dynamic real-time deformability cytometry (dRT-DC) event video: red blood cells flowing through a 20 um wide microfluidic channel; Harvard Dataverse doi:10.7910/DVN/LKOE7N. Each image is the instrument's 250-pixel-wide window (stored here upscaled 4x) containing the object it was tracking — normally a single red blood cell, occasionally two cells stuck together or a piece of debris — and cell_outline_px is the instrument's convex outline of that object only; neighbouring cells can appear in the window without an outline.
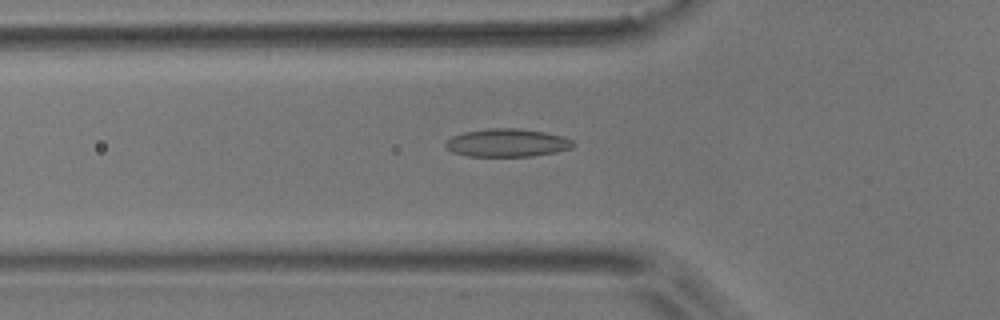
{"species": "common noctule bat (a hibernating species)", "species_latin": "Nyctalus noctula", "temperature_condition": "room temperature", "stored_images_in_passage": 52, "camera_frame_rate_fps": 3000, "um_per_image_px": 0.085, "animal": {"sex": "male", "body_mass_g": 17.9}, "frame": {"image": 1, "passage_image": 19, "time_ms": 6.0, "image_size_px": [1000, 320], "cell_outline_px": [[576, 144], [572, 148], [556, 152], [532, 156], [468, 156], [452, 152], [444, 144], [452, 136], [464, 132], [488, 128], [520, 128], [544, 132], [564, 136], [572, 140]], "centroid_in_image_um": [43.14, 12.13], "position_along_channel_um": 82.7, "area_um2": 20.92}}
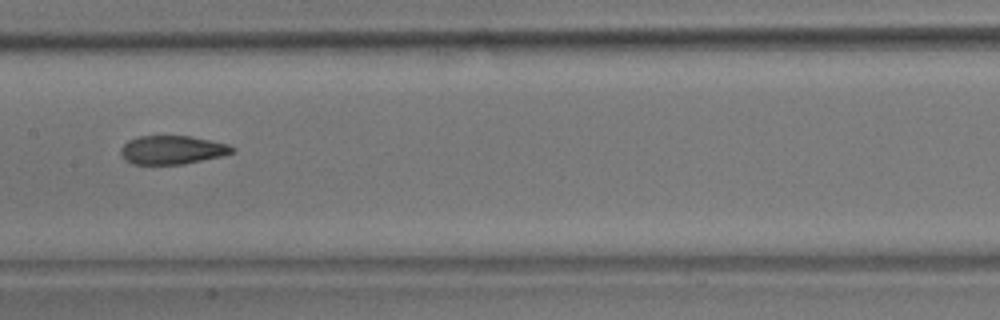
{"frame": {"image": 2, "passage_image": 28, "time_ms": 9.0, "image_size_px": [1000, 320], "cell_outline_px": [[236, 152], [220, 156], [184, 164], [132, 164], [124, 160], [120, 156], [120, 148], [128, 140], [136, 136], [192, 136], [228, 144], [236, 148]], "centroid_in_image_um": [14.61, 12.74], "position_along_channel_um": 192.8, "area_um2": 18.79}}
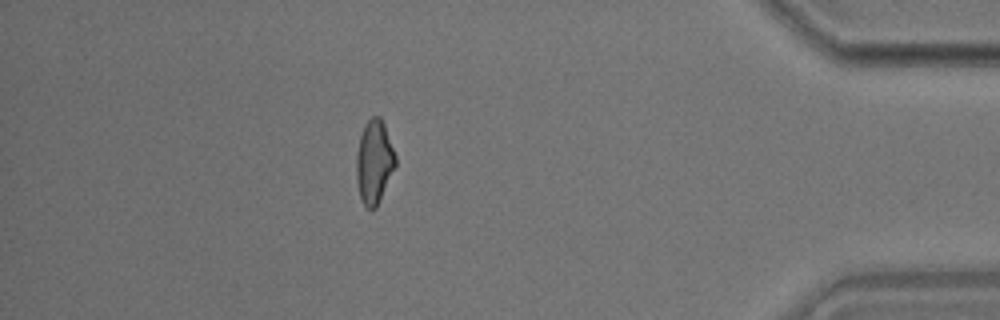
{"frame": {"image": 3, "passage_image": 49, "time_ms": 16.0, "image_size_px": [1000, 320], "cell_outline_px": [[396, 164], [380, 200], [376, 208], [372, 212], [364, 204], [360, 196], [356, 180], [356, 156], [360, 136], [364, 124], [372, 116], [380, 116], [384, 124], [396, 156]], "centroid_in_image_um": [31.8, 13.77], "position_along_channel_um": 403.4, "area_um2": 19.02}, "authors_computed_cell_mechanics": {"area_um2": 19.3341, "velocity_mm_per_s": 3.6289, "shape_relaxation_time_tau1_ms": 6.2909, "shape_relaxation_time_tau2_ms": 2.2674, "deformation_change_tau1": 0.182, "deformation_change_tau2": 0.0791}}